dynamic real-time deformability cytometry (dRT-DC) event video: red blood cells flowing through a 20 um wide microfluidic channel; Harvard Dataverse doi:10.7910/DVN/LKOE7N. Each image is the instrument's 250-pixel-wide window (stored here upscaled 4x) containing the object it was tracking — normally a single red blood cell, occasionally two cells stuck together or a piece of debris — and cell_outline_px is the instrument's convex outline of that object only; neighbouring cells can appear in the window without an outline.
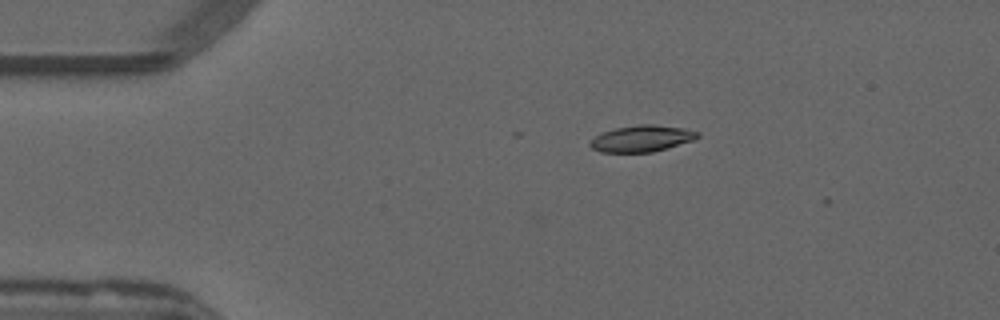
{"species": "common noctule bat (a hibernating species)", "species_latin": "Nyctalus noctula", "temperature_condition": "warm", "stored_images_in_passage": 2, "camera_frame_rate_fps": 3000, "um_per_image_px": 0.085, "animal": {"sex": "male", "forearm_length_mm": 52.5}, "frame": {"image": 1, "passage_image": 1, "time_ms": 0.0, "image_size_px": [1000, 320], "cell_outline_px": [[700, 136], [696, 140], [652, 152], [600, 152], [592, 148], [588, 144], [588, 140], [604, 132], [616, 128], [640, 124], [652, 124], [684, 128], [700, 132]], "centroid_in_image_um": [54.57, 11.78], "position_along_channel_um": 30.4, "area_um2": 16.65}}